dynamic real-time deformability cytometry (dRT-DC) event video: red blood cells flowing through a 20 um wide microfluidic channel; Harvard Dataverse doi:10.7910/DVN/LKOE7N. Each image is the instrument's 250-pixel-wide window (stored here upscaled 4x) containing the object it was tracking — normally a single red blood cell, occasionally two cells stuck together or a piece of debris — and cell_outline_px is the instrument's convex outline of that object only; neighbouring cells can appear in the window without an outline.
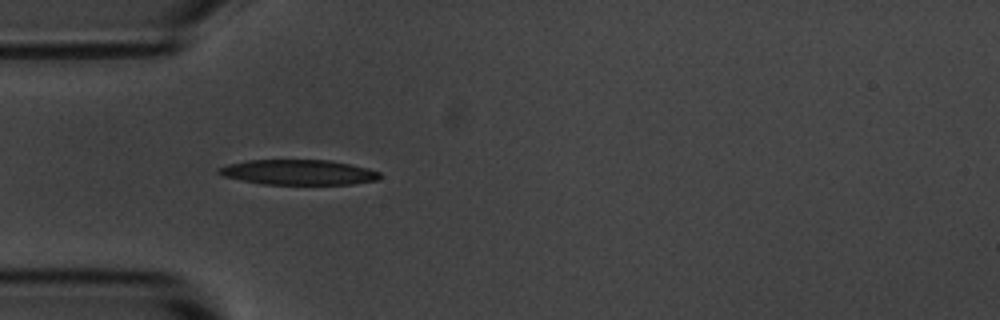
{"species": "common noctule bat (a hibernating species)", "species_latin": "Nyctalus noctula", "temperature_condition": "room temperature", "stored_images_in_passage": 5, "camera_frame_rate_fps": 3000, "um_per_image_px": 0.085, "animal": {"sex": "male", "body_mass_g": 20.1, "forearm_length_mm": 53.5}, "frame": {"image": 1, "passage_image": 4, "time_ms": 3.667, "image_size_px": [1000, 320], "cell_outline_px": [[380, 176], [376, 180], [352, 184], [264, 184], [224, 176], [216, 172], [216, 168], [228, 164], [248, 160], [332, 160], [368, 168], [380, 172]], "centroid_in_image_um": [25.36, 14.63], "position_along_channel_um": 59.6, "area_um2": 23.47}}